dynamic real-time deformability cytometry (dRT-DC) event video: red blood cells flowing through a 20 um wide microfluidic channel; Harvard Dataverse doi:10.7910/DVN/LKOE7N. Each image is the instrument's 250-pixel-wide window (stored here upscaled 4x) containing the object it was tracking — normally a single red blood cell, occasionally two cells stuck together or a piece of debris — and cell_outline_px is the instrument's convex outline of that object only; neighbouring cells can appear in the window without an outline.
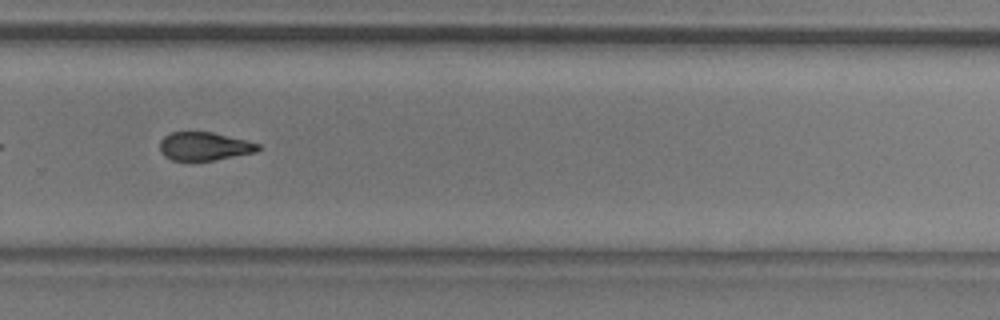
{"species": "common noctule bat (a hibernating species)", "species_latin": "Nyctalus noctula", "temperature_condition": "room temperature", "stored_images_in_passage": 41, "camera_frame_rate_fps": 3000, "um_per_image_px": 0.085, "animal": {"sex": "male", "body_mass_g": 20.5, "forearm_length_mm": 52.5}, "frame": {"image": 1, "passage_image": 30, "time_ms": 9.667, "image_size_px": [1000, 320], "cell_outline_px": [[260, 148], [256, 152], [212, 160], [172, 160], [164, 156], [160, 152], [160, 140], [164, 136], [172, 132], [212, 132], [260, 144]], "centroid_in_image_um": [17.33, 12.43], "position_along_channel_um": 312.5, "area_um2": 16.01}}